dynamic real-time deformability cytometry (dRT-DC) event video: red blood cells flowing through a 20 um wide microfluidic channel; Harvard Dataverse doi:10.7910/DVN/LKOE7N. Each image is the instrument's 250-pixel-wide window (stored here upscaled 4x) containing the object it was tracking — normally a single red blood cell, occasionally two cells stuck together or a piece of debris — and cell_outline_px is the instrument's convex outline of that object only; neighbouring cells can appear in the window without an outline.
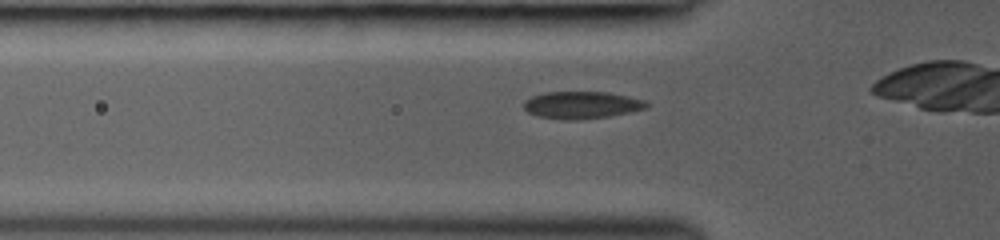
{"species": "common noctule bat (a hibernating species)", "species_latin": "Nyctalus noctula", "temperature_condition": "room temperature", "stored_images_in_passage": 17, "camera_frame_rate_fps": 3000, "um_per_image_px": 0.085, "animal": {"sex": "female", "body_mass_g": 19.0, "forearm_length_mm": 53.3}, "frame": {"image": 1, "passage_image": 4, "time_ms": 1.0, "image_size_px": [1000, 240], "cell_outline_px": [[648, 108], [608, 116], [580, 120], [564, 120], [536, 116], [528, 112], [524, 108], [524, 100], [532, 96], [544, 92], [608, 92], [628, 96], [644, 100], [648, 104]], "centroid_in_image_um": [49.41, 8.93], "position_along_channel_um": 76.4, "area_um2": 19.54}}
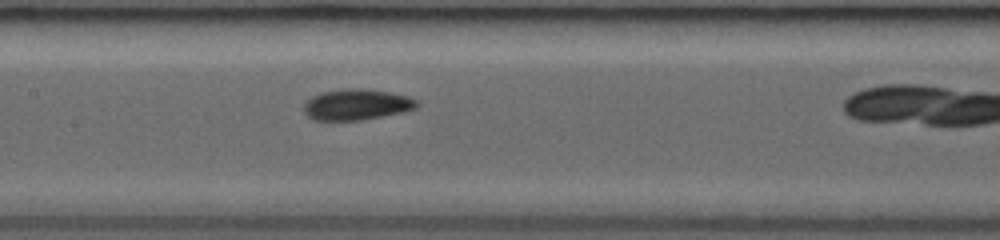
{"frame": {"image": 2, "passage_image": 10, "time_ms": 3.333, "image_size_px": [1000, 240], "cell_outline_px": [[420, 104], [416, 108], [404, 112], [360, 120], [316, 120], [308, 116], [304, 112], [304, 104], [312, 96], [324, 92], [344, 88], [360, 88], [388, 92], [408, 96], [420, 100]], "centroid_in_image_um": [30.36, 8.88], "position_along_channel_um": 177.0, "area_um2": 20.35}}
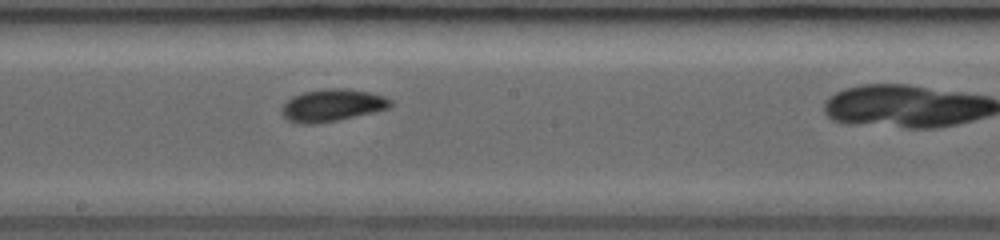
{"frame": {"image": 3, "passage_image": 13, "time_ms": 4.333, "image_size_px": [1000, 240], "cell_outline_px": [[392, 104], [388, 108], [372, 112], [336, 120], [316, 124], [296, 124], [288, 120], [280, 112], [284, 104], [292, 96], [304, 92], [324, 88], [348, 88], [372, 92], [384, 96], [392, 100]], "centroid_in_image_um": [28.22, 8.94], "position_along_channel_um": 220.0, "area_um2": 20.52}}